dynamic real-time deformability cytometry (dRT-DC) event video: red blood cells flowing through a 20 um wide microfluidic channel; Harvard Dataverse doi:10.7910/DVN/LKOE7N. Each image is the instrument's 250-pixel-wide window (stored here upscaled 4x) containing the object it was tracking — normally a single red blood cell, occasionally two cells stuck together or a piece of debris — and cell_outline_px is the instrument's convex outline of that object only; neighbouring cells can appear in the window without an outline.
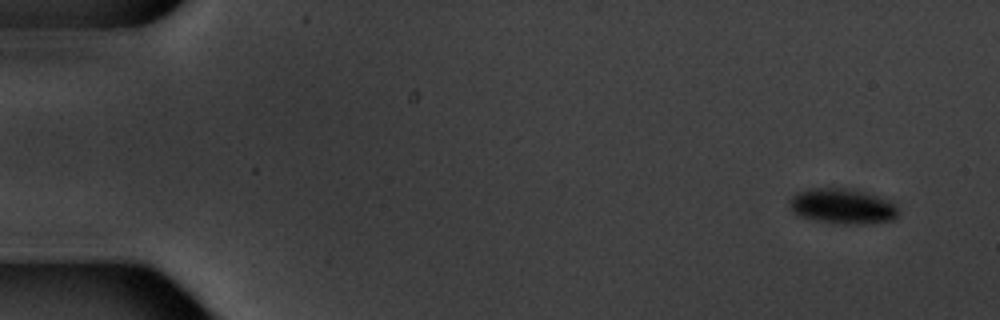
{"species": "common noctule bat (a hibernating species)", "species_latin": "Nyctalus noctula", "temperature_condition": "warm", "stored_images_in_passage": 7, "camera_frame_rate_fps": 3000, "um_per_image_px": 0.085, "animal": {"sex": "male", "body_mass_g": 20.1, "forearm_length_mm": 53.5}, "frame": {"image": 1, "passage_image": 2, "time_ms": 1.0, "image_size_px": [1000, 320], "cell_outline_px": [[900, 212], [896, 220], [868, 224], [832, 224], [800, 216], [792, 212], [788, 204], [788, 200], [796, 192], [808, 188], [856, 188], [892, 200], [896, 204]], "centroid_in_image_um": [71.66, 17.52], "position_along_channel_um": 13.3, "area_um2": 23.35}}
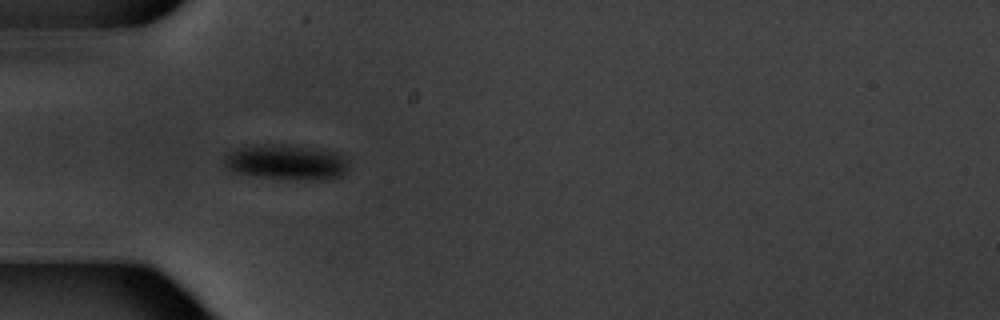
{"frame": {"image": 2, "passage_image": 6, "time_ms": 6.0, "image_size_px": [1000, 320], "cell_outline_px": [[348, 168], [340, 176], [332, 180], [296, 180], [252, 176], [232, 172], [224, 164], [224, 152], [236, 148], [260, 144], [280, 144], [312, 148], [336, 152], [344, 156], [348, 160]], "centroid_in_image_um": [24.31, 13.8], "position_along_channel_um": 60.7, "area_um2": 26.13}}
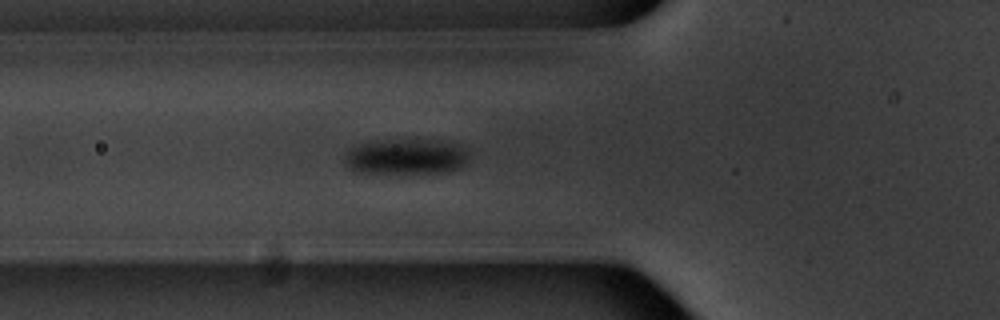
{"frame": {"image": 3, "passage_image": 7, "time_ms": 7.0, "image_size_px": [1000, 320], "cell_outline_px": [[468, 156], [464, 164], [460, 168], [448, 172], [356, 172], [348, 168], [344, 160], [344, 156], [352, 148], [360, 144], [392, 140], [432, 140], [460, 144], [468, 152]], "centroid_in_image_um": [34.54, 13.32], "position_along_channel_um": 91.3, "area_um2": 25.26}}